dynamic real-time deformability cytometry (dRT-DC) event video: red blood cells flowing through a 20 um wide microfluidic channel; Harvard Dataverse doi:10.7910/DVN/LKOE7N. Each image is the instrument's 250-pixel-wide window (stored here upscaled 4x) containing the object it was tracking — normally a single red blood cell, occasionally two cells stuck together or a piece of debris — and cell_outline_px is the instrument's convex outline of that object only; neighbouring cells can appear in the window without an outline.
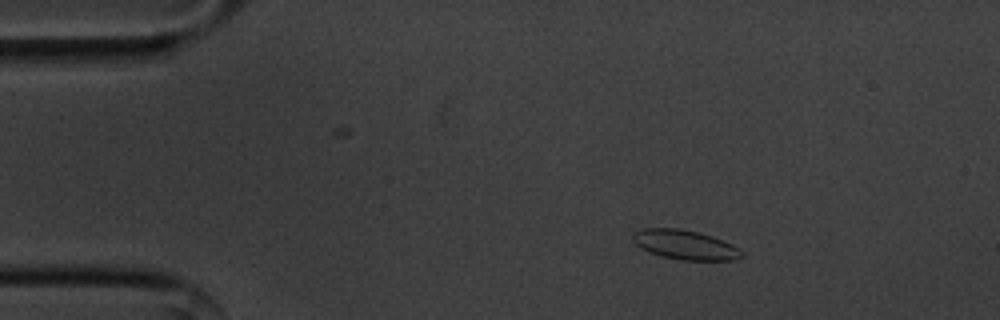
{"species": "common noctule bat (a hibernating species)", "species_latin": "Nyctalus noctula", "temperature_condition": "cold", "stored_images_in_passage": 57, "camera_frame_rate_fps": 3000, "um_per_image_px": 0.085, "animal": {"sex": "male", "body_mass_g": 20.1, "forearm_length_mm": 53.5}, "frame": {"image": 1, "passage_image": 10, "time_ms": 3.0, "image_size_px": [1000, 320], "cell_outline_px": [[744, 256], [732, 260], [680, 260], [664, 256], [640, 248], [632, 240], [632, 232], [644, 228], [680, 228], [700, 232], [712, 236], [732, 244], [740, 248], [744, 252]], "centroid_in_image_um": [58.25, 20.79], "position_along_channel_um": 26.8, "area_um2": 18.79}}
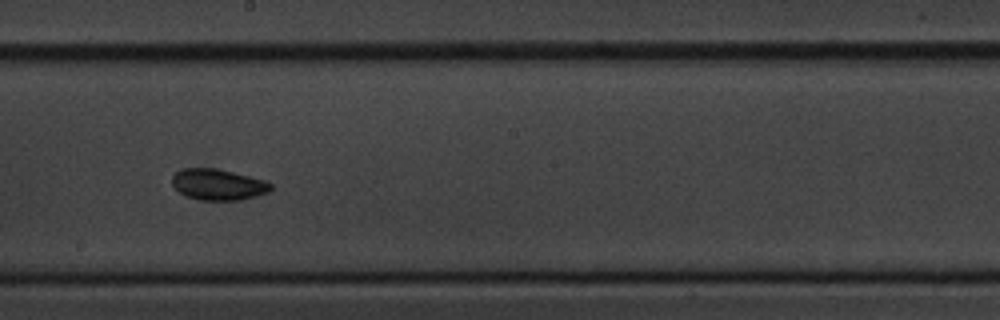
{"frame": {"image": 2, "passage_image": 32, "time_ms": 10.333, "image_size_px": [1000, 320], "cell_outline_px": [[272, 188], [268, 192], [256, 196], [240, 200], [200, 200], [188, 196], [180, 192], [172, 184], [172, 176], [176, 172], [184, 168], [216, 168], [264, 180], [272, 184]], "centroid_in_image_um": [18.54, 15.68], "position_along_channel_um": 229.7, "area_um2": 17.69}}
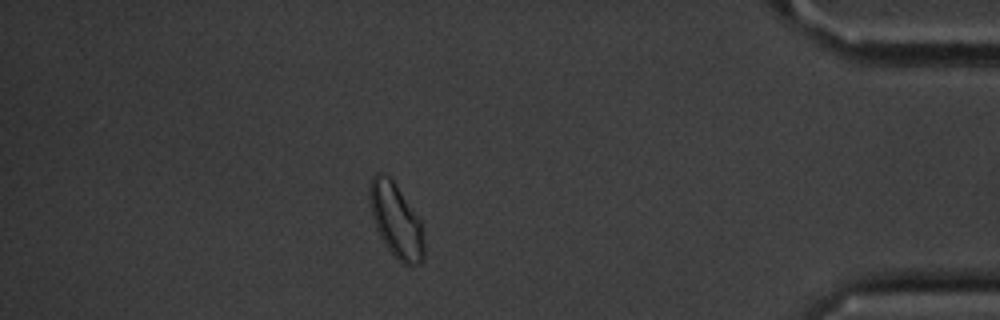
{"frame": {"image": 3, "passage_image": 50, "time_ms": 16.333, "image_size_px": [1000, 320], "cell_outline_px": [[424, 260], [416, 264], [404, 264], [384, 244], [376, 228], [372, 216], [368, 200], [368, 188], [372, 176], [376, 172], [380, 172], [388, 176], [392, 180], [420, 220], [424, 244]], "centroid_in_image_um": [33.63, 18.71], "position_along_channel_um": 401.6, "area_um2": 23.18}, "authors_computed_cell_mechanics": {"area_um2": 18.207, "velocity_mm_per_s": 3.5544, "shape_relaxation_time_tau1_ms": 3.4219, "shape_relaxation_time_tau2_ms": 3.0715, "deformation_change_tau1": 0.0554, "deformation_change_tau2": 0.0732}}